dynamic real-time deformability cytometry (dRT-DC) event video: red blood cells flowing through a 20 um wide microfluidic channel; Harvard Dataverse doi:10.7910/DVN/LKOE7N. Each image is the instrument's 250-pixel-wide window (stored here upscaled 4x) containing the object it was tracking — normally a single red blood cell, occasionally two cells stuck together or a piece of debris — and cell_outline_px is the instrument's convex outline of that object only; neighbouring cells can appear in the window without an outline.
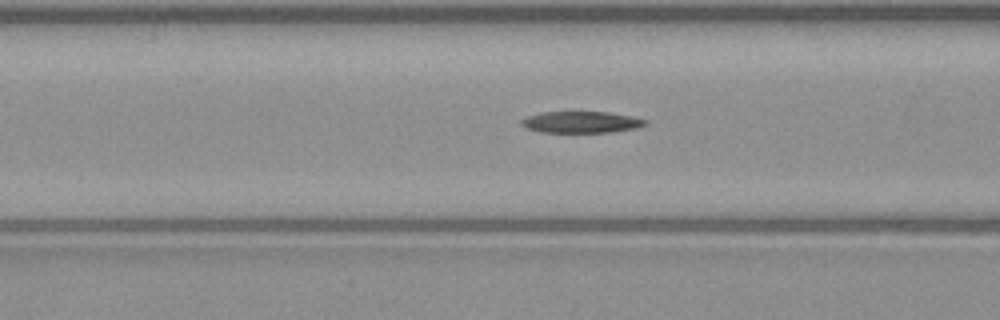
{"species": "common noctule bat (a hibernating species)", "species_latin": "Nyctalus noctula", "temperature_condition": "warm", "stored_images_in_passage": 44, "camera_frame_rate_fps": 3000, "um_per_image_px": 0.085, "animal": {"sex": "male", "body_mass_g": 23.1, "forearm_length_mm": 52.7}, "frame": {"image": 1, "passage_image": 13, "time_ms": 4.0, "image_size_px": [1000, 320], "cell_outline_px": [[648, 124], [636, 128], [612, 132], [540, 132], [524, 128], [520, 124], [520, 120], [528, 116], [540, 112], [608, 112], [632, 116], [648, 120]], "centroid_in_image_um": [49.39, 10.38], "position_along_channel_um": 117.2, "area_um2": 15.66}}
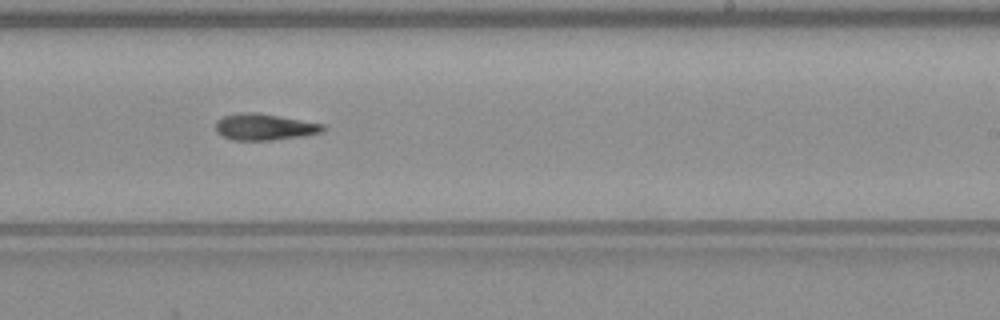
{"frame": {"image": 2, "passage_image": 24, "time_ms": 7.667, "image_size_px": [1000, 320], "cell_outline_px": [[324, 128], [320, 132], [304, 136], [272, 140], [232, 140], [216, 132], [216, 120], [224, 116], [244, 112], [256, 112], [324, 124]], "centroid_in_image_um": [22.45, 10.79], "position_along_channel_um": 266.6, "area_um2": 16.36}}
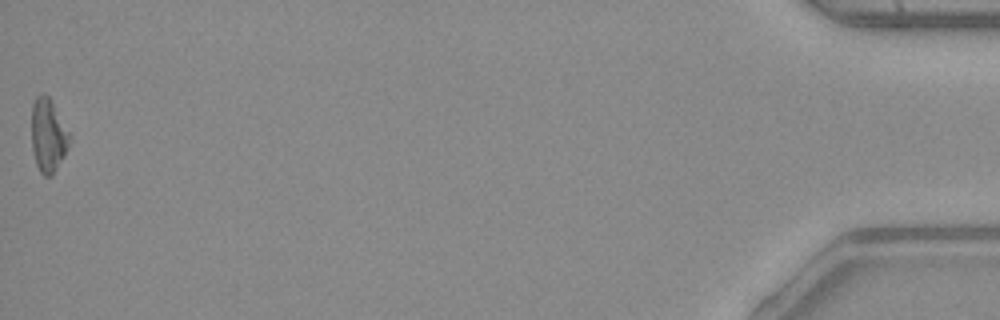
{"frame": {"image": 3, "passage_image": 44, "time_ms": 14.333, "image_size_px": [1000, 320], "cell_outline_px": [[68, 144], [64, 156], [52, 176], [44, 176], [40, 172], [36, 164], [32, 148], [32, 104], [36, 96], [48, 96], [52, 100], [68, 132]], "centroid_in_image_um": [4.07, 11.53], "position_along_channel_um": 431.1, "area_um2": 15.84}, "authors_computed_cell_mechanics": {"area_um2": 16.4441, "velocity_mm_per_s": 4.0774, "shape_relaxation_time_tau1_ms": 11.3397, "shape_relaxation_time_tau2_ms": null, "deformation_change_tau1": 0.2567, "deformation_change_tau2": null}}